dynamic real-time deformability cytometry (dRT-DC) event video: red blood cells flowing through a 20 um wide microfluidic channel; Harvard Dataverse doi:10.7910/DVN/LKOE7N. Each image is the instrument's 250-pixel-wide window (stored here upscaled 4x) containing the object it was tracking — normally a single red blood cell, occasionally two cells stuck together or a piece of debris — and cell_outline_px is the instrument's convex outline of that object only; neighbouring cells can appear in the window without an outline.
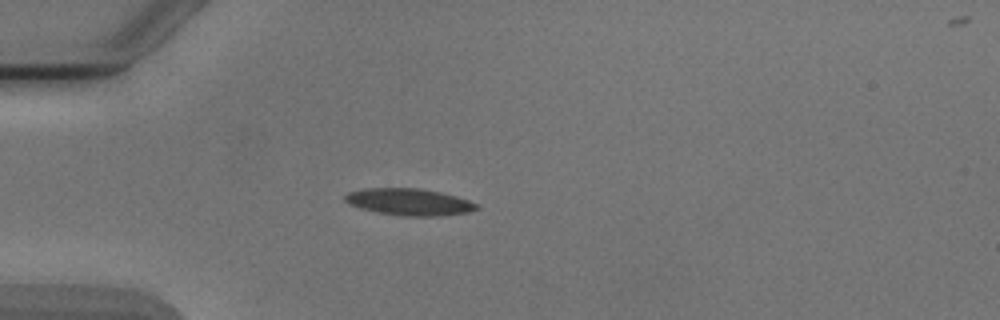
{"species": "Egyptian fruit bat (a non-hibernating species)", "species_latin": "Rousettus aegyptiacus", "temperature_condition": "cold", "stored_images_in_passage": 5, "camera_frame_rate_fps": 3000, "um_per_image_px": 0.085, "animal": {"sex": "male"}, "frame": {"image": 1, "passage_image": 4, "time_ms": 3.667, "image_size_px": [1000, 320], "cell_outline_px": [[480, 208], [468, 212], [440, 216], [404, 216], [376, 212], [360, 208], [348, 204], [344, 200], [344, 196], [348, 192], [364, 188], [416, 188], [440, 192], [456, 196], [468, 200], [476, 204]], "centroid_in_image_um": [34.75, 17.16], "position_along_channel_um": 50.3, "area_um2": 20.58}}